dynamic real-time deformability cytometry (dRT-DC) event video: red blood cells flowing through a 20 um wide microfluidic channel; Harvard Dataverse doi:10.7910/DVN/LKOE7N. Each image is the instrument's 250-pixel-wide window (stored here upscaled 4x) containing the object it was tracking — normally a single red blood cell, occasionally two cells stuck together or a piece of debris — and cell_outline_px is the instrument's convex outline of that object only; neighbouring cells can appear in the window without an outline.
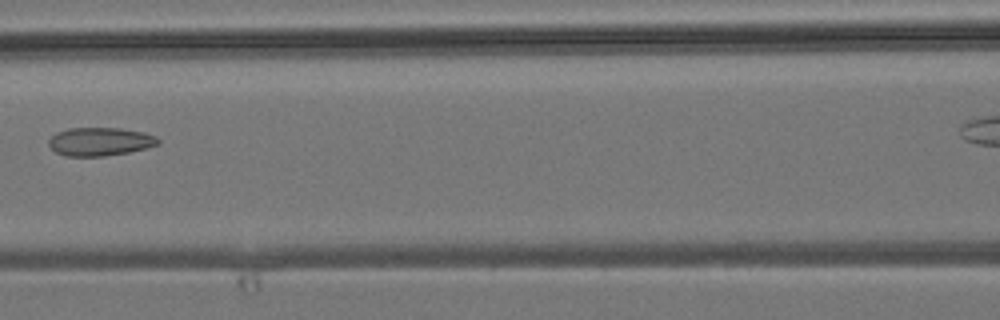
{"species": "common noctule bat (a hibernating species)", "species_latin": "Nyctalus noctula", "temperature_condition": "room temperature", "stored_images_in_passage": 5, "segment_of_instrument_passage": [1, 2], "camera_frame_rate_fps": 3000, "um_per_image_px": 0.085, "animal": {"sex": "male", "body_mass_g": 19.2, "forearm_length_mm": 51.8}, "frame": {"image": 1, "passage_image": 4, "time_ms": 4.333, "image_size_px": [1000, 320], "cell_outline_px": [[160, 144], [128, 152], [104, 156], [64, 156], [56, 152], [48, 144], [48, 140], [56, 132], [68, 128], [120, 128], [144, 132], [156, 136], [160, 140]], "centroid_in_image_um": [8.49, 12.03], "position_along_channel_um": 158.1, "area_um2": 18.09}}